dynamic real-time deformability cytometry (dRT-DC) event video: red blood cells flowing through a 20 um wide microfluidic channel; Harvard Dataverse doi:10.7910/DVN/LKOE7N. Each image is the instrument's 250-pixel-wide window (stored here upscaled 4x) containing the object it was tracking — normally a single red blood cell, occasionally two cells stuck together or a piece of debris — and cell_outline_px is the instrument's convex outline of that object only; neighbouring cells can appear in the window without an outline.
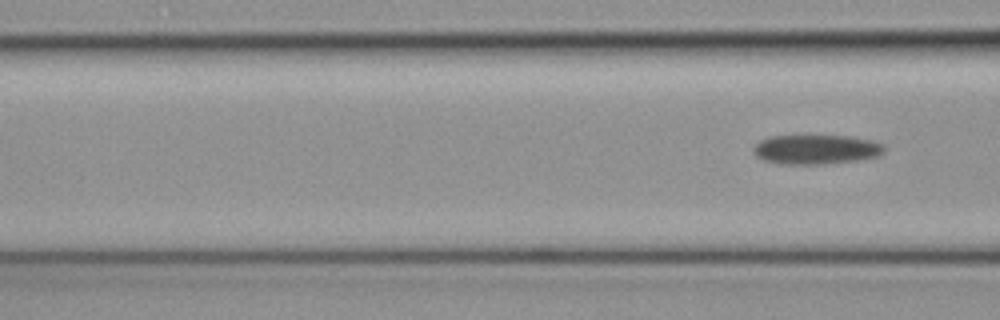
{"species": "common noctule bat (a hibernating species)", "species_latin": "Nyctalus noctula", "temperature_condition": "cold", "stored_images_in_passage": 8, "segment_of_instrument_passage": [2, 2], "camera_frame_rate_fps": 3000, "um_per_image_px": 0.085, "animal": {"sex": "female", "body_mass_g": 19.3, "forearm_length_mm": 54.1}, "frame": {"image": 1, "passage_image": 8, "time_ms": 2.333, "image_size_px": [1000, 320], "cell_outline_px": [[884, 152], [876, 156], [856, 160], [824, 164], [780, 164], [764, 160], [756, 156], [752, 152], [752, 148], [760, 140], [768, 136], [852, 136], [872, 140], [884, 144]], "centroid_in_image_um": [69.34, 12.7], "position_along_channel_um": 97.3, "area_um2": 22.54}}